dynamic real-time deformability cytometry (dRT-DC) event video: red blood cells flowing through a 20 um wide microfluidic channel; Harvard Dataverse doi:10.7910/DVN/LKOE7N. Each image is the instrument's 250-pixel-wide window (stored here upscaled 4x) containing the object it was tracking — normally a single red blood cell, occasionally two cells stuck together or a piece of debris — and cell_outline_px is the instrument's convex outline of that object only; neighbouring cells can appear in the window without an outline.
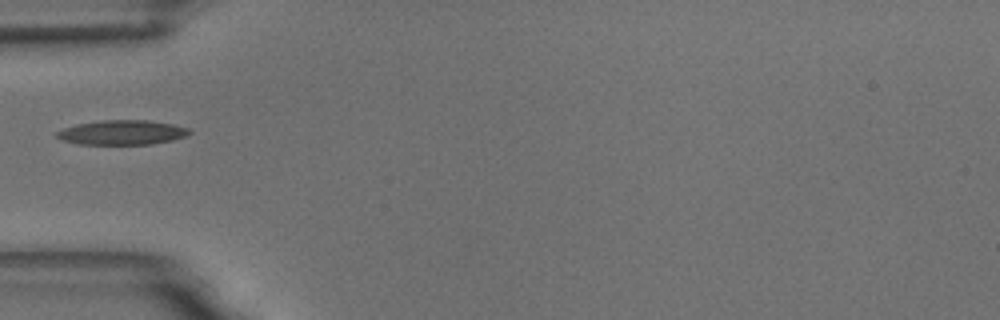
{"species": "common noctule bat (a hibernating species)", "species_latin": "Nyctalus noctula", "temperature_condition": "room temperature", "stored_images_in_passage": 4, "camera_frame_rate_fps": 3000, "um_per_image_px": 0.085, "animal": {"sex": "male", "body_mass_g": 18.8}, "frame": {"image": 1, "passage_image": 1, "time_ms": 0.0, "image_size_px": [1000, 320], "cell_outline_px": [[192, 132], [188, 136], [172, 140], [152, 144], [80, 144], [60, 140], [56, 136], [56, 132], [64, 128], [76, 124], [100, 120], [148, 120], [172, 124], [188, 128]], "centroid_in_image_um": [10.38, 11.26], "position_along_channel_um": 74.6, "area_um2": 19.07}}